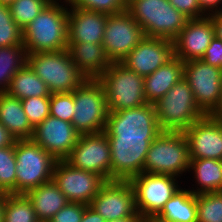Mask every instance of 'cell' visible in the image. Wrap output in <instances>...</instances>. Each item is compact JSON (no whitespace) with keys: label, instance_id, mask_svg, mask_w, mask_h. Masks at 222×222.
<instances>
[{"label":"cell","instance_id":"1","mask_svg":"<svg viewBox=\"0 0 222 222\" xmlns=\"http://www.w3.org/2000/svg\"><path fill=\"white\" fill-rule=\"evenodd\" d=\"M23 45L27 54L56 52L67 49L68 6L63 0H52L22 30Z\"/></svg>","mask_w":222,"mask_h":222},{"label":"cell","instance_id":"2","mask_svg":"<svg viewBox=\"0 0 222 222\" xmlns=\"http://www.w3.org/2000/svg\"><path fill=\"white\" fill-rule=\"evenodd\" d=\"M127 11L143 28L146 37L173 41L189 20L168 0H130Z\"/></svg>","mask_w":222,"mask_h":222},{"label":"cell","instance_id":"3","mask_svg":"<svg viewBox=\"0 0 222 222\" xmlns=\"http://www.w3.org/2000/svg\"><path fill=\"white\" fill-rule=\"evenodd\" d=\"M158 125L162 131L184 132L206 114L197 105L184 77L154 103Z\"/></svg>","mask_w":222,"mask_h":222},{"label":"cell","instance_id":"4","mask_svg":"<svg viewBox=\"0 0 222 222\" xmlns=\"http://www.w3.org/2000/svg\"><path fill=\"white\" fill-rule=\"evenodd\" d=\"M188 141L183 132L162 131L151 143L143 172L181 176L189 170Z\"/></svg>","mask_w":222,"mask_h":222},{"label":"cell","instance_id":"5","mask_svg":"<svg viewBox=\"0 0 222 222\" xmlns=\"http://www.w3.org/2000/svg\"><path fill=\"white\" fill-rule=\"evenodd\" d=\"M72 124L80 134L104 132L109 115L107 98L98 79H85L75 90Z\"/></svg>","mask_w":222,"mask_h":222},{"label":"cell","instance_id":"6","mask_svg":"<svg viewBox=\"0 0 222 222\" xmlns=\"http://www.w3.org/2000/svg\"><path fill=\"white\" fill-rule=\"evenodd\" d=\"M27 64L46 83L50 94L72 92L86 79L67 50L27 54Z\"/></svg>","mask_w":222,"mask_h":222},{"label":"cell","instance_id":"7","mask_svg":"<svg viewBox=\"0 0 222 222\" xmlns=\"http://www.w3.org/2000/svg\"><path fill=\"white\" fill-rule=\"evenodd\" d=\"M16 194L52 180L57 160L32 139L15 140Z\"/></svg>","mask_w":222,"mask_h":222},{"label":"cell","instance_id":"8","mask_svg":"<svg viewBox=\"0 0 222 222\" xmlns=\"http://www.w3.org/2000/svg\"><path fill=\"white\" fill-rule=\"evenodd\" d=\"M98 80L104 87L109 111L138 108L148 103L144 77L121 62H112Z\"/></svg>","mask_w":222,"mask_h":222},{"label":"cell","instance_id":"9","mask_svg":"<svg viewBox=\"0 0 222 222\" xmlns=\"http://www.w3.org/2000/svg\"><path fill=\"white\" fill-rule=\"evenodd\" d=\"M178 180L171 175L145 172L131 178L129 182L134 189L137 212L143 218L156 217L165 203L182 187L183 180Z\"/></svg>","mask_w":222,"mask_h":222},{"label":"cell","instance_id":"10","mask_svg":"<svg viewBox=\"0 0 222 222\" xmlns=\"http://www.w3.org/2000/svg\"><path fill=\"white\" fill-rule=\"evenodd\" d=\"M104 132L107 137L156 138L162 130L154 104L147 103L138 108L109 111Z\"/></svg>","mask_w":222,"mask_h":222},{"label":"cell","instance_id":"11","mask_svg":"<svg viewBox=\"0 0 222 222\" xmlns=\"http://www.w3.org/2000/svg\"><path fill=\"white\" fill-rule=\"evenodd\" d=\"M52 181L67 197L69 202L85 205H90L92 199L108 182L101 175L74 168L65 160L56 162Z\"/></svg>","mask_w":222,"mask_h":222},{"label":"cell","instance_id":"12","mask_svg":"<svg viewBox=\"0 0 222 222\" xmlns=\"http://www.w3.org/2000/svg\"><path fill=\"white\" fill-rule=\"evenodd\" d=\"M184 79L190 85L200 109L207 115L217 107L222 92V69L201 59L184 62Z\"/></svg>","mask_w":222,"mask_h":222},{"label":"cell","instance_id":"13","mask_svg":"<svg viewBox=\"0 0 222 222\" xmlns=\"http://www.w3.org/2000/svg\"><path fill=\"white\" fill-rule=\"evenodd\" d=\"M145 37L143 28L126 10L108 15L102 46L112 62H121Z\"/></svg>","mask_w":222,"mask_h":222},{"label":"cell","instance_id":"14","mask_svg":"<svg viewBox=\"0 0 222 222\" xmlns=\"http://www.w3.org/2000/svg\"><path fill=\"white\" fill-rule=\"evenodd\" d=\"M154 139L108 137L111 152V181H129L143 173L146 154Z\"/></svg>","mask_w":222,"mask_h":222},{"label":"cell","instance_id":"15","mask_svg":"<svg viewBox=\"0 0 222 222\" xmlns=\"http://www.w3.org/2000/svg\"><path fill=\"white\" fill-rule=\"evenodd\" d=\"M105 132L79 135L77 143L65 159L72 167L91 171L111 181V154Z\"/></svg>","mask_w":222,"mask_h":222},{"label":"cell","instance_id":"16","mask_svg":"<svg viewBox=\"0 0 222 222\" xmlns=\"http://www.w3.org/2000/svg\"><path fill=\"white\" fill-rule=\"evenodd\" d=\"M89 206L106 221L142 217L136 210L134 189L129 181H108Z\"/></svg>","mask_w":222,"mask_h":222},{"label":"cell","instance_id":"17","mask_svg":"<svg viewBox=\"0 0 222 222\" xmlns=\"http://www.w3.org/2000/svg\"><path fill=\"white\" fill-rule=\"evenodd\" d=\"M79 135L71 122L49 115L34 128L31 139L58 161L69 156Z\"/></svg>","mask_w":222,"mask_h":222},{"label":"cell","instance_id":"18","mask_svg":"<svg viewBox=\"0 0 222 222\" xmlns=\"http://www.w3.org/2000/svg\"><path fill=\"white\" fill-rule=\"evenodd\" d=\"M188 141L189 158L222 160V121L210 114L198 119L183 132Z\"/></svg>","mask_w":222,"mask_h":222},{"label":"cell","instance_id":"19","mask_svg":"<svg viewBox=\"0 0 222 222\" xmlns=\"http://www.w3.org/2000/svg\"><path fill=\"white\" fill-rule=\"evenodd\" d=\"M175 57L174 43L164 38L145 37L122 61L140 76H148Z\"/></svg>","mask_w":222,"mask_h":222},{"label":"cell","instance_id":"20","mask_svg":"<svg viewBox=\"0 0 222 222\" xmlns=\"http://www.w3.org/2000/svg\"><path fill=\"white\" fill-rule=\"evenodd\" d=\"M214 37V26L208 16L189 19L173 40L175 56L183 63L201 59Z\"/></svg>","mask_w":222,"mask_h":222},{"label":"cell","instance_id":"21","mask_svg":"<svg viewBox=\"0 0 222 222\" xmlns=\"http://www.w3.org/2000/svg\"><path fill=\"white\" fill-rule=\"evenodd\" d=\"M107 18L100 12L68 7V43L102 44Z\"/></svg>","mask_w":222,"mask_h":222},{"label":"cell","instance_id":"22","mask_svg":"<svg viewBox=\"0 0 222 222\" xmlns=\"http://www.w3.org/2000/svg\"><path fill=\"white\" fill-rule=\"evenodd\" d=\"M66 50L87 79H98L112 64L102 44L68 43Z\"/></svg>","mask_w":222,"mask_h":222},{"label":"cell","instance_id":"23","mask_svg":"<svg viewBox=\"0 0 222 222\" xmlns=\"http://www.w3.org/2000/svg\"><path fill=\"white\" fill-rule=\"evenodd\" d=\"M184 76V63L176 56L155 72L144 77V95L148 103L154 104Z\"/></svg>","mask_w":222,"mask_h":222},{"label":"cell","instance_id":"24","mask_svg":"<svg viewBox=\"0 0 222 222\" xmlns=\"http://www.w3.org/2000/svg\"><path fill=\"white\" fill-rule=\"evenodd\" d=\"M0 123L14 140L31 139L34 128L31 126L20 99L0 92Z\"/></svg>","mask_w":222,"mask_h":222},{"label":"cell","instance_id":"25","mask_svg":"<svg viewBox=\"0 0 222 222\" xmlns=\"http://www.w3.org/2000/svg\"><path fill=\"white\" fill-rule=\"evenodd\" d=\"M31 201L36 217L40 222L50 219L69 203L67 197L51 180L26 193Z\"/></svg>","mask_w":222,"mask_h":222},{"label":"cell","instance_id":"26","mask_svg":"<svg viewBox=\"0 0 222 222\" xmlns=\"http://www.w3.org/2000/svg\"><path fill=\"white\" fill-rule=\"evenodd\" d=\"M190 172L193 175L192 181L195 180V185L191 186L195 187H188V189L193 194L222 191V160L190 159L188 173Z\"/></svg>","mask_w":222,"mask_h":222},{"label":"cell","instance_id":"27","mask_svg":"<svg viewBox=\"0 0 222 222\" xmlns=\"http://www.w3.org/2000/svg\"><path fill=\"white\" fill-rule=\"evenodd\" d=\"M162 222H197L196 195L181 187L156 216Z\"/></svg>","mask_w":222,"mask_h":222},{"label":"cell","instance_id":"28","mask_svg":"<svg viewBox=\"0 0 222 222\" xmlns=\"http://www.w3.org/2000/svg\"><path fill=\"white\" fill-rule=\"evenodd\" d=\"M6 92L20 100L29 97H50L46 83L25 64L13 76Z\"/></svg>","mask_w":222,"mask_h":222},{"label":"cell","instance_id":"29","mask_svg":"<svg viewBox=\"0 0 222 222\" xmlns=\"http://www.w3.org/2000/svg\"><path fill=\"white\" fill-rule=\"evenodd\" d=\"M25 64L27 53L24 46L0 47V92H6L13 76Z\"/></svg>","mask_w":222,"mask_h":222},{"label":"cell","instance_id":"30","mask_svg":"<svg viewBox=\"0 0 222 222\" xmlns=\"http://www.w3.org/2000/svg\"><path fill=\"white\" fill-rule=\"evenodd\" d=\"M3 222H40L26 194L6 193Z\"/></svg>","mask_w":222,"mask_h":222},{"label":"cell","instance_id":"31","mask_svg":"<svg viewBox=\"0 0 222 222\" xmlns=\"http://www.w3.org/2000/svg\"><path fill=\"white\" fill-rule=\"evenodd\" d=\"M197 222H222V191L196 195Z\"/></svg>","mask_w":222,"mask_h":222},{"label":"cell","instance_id":"32","mask_svg":"<svg viewBox=\"0 0 222 222\" xmlns=\"http://www.w3.org/2000/svg\"><path fill=\"white\" fill-rule=\"evenodd\" d=\"M0 193L16 194L15 142L0 148Z\"/></svg>","mask_w":222,"mask_h":222},{"label":"cell","instance_id":"33","mask_svg":"<svg viewBox=\"0 0 222 222\" xmlns=\"http://www.w3.org/2000/svg\"><path fill=\"white\" fill-rule=\"evenodd\" d=\"M52 0H15L9 5L11 16L23 30Z\"/></svg>","mask_w":222,"mask_h":222},{"label":"cell","instance_id":"34","mask_svg":"<svg viewBox=\"0 0 222 222\" xmlns=\"http://www.w3.org/2000/svg\"><path fill=\"white\" fill-rule=\"evenodd\" d=\"M24 46L22 29L11 16L9 6L0 3V47Z\"/></svg>","mask_w":222,"mask_h":222},{"label":"cell","instance_id":"35","mask_svg":"<svg viewBox=\"0 0 222 222\" xmlns=\"http://www.w3.org/2000/svg\"><path fill=\"white\" fill-rule=\"evenodd\" d=\"M68 7L111 15L127 10L126 0H63Z\"/></svg>","mask_w":222,"mask_h":222},{"label":"cell","instance_id":"36","mask_svg":"<svg viewBox=\"0 0 222 222\" xmlns=\"http://www.w3.org/2000/svg\"><path fill=\"white\" fill-rule=\"evenodd\" d=\"M21 102L33 128L50 115V97H29Z\"/></svg>","mask_w":222,"mask_h":222},{"label":"cell","instance_id":"37","mask_svg":"<svg viewBox=\"0 0 222 222\" xmlns=\"http://www.w3.org/2000/svg\"><path fill=\"white\" fill-rule=\"evenodd\" d=\"M50 115L72 123L74 96L72 92L50 94Z\"/></svg>","mask_w":222,"mask_h":222},{"label":"cell","instance_id":"38","mask_svg":"<svg viewBox=\"0 0 222 222\" xmlns=\"http://www.w3.org/2000/svg\"><path fill=\"white\" fill-rule=\"evenodd\" d=\"M87 206L82 203L69 202L49 222H81Z\"/></svg>","mask_w":222,"mask_h":222},{"label":"cell","instance_id":"39","mask_svg":"<svg viewBox=\"0 0 222 222\" xmlns=\"http://www.w3.org/2000/svg\"><path fill=\"white\" fill-rule=\"evenodd\" d=\"M179 12L183 13L189 19H198L206 17L202 12L198 0H168Z\"/></svg>","mask_w":222,"mask_h":222},{"label":"cell","instance_id":"40","mask_svg":"<svg viewBox=\"0 0 222 222\" xmlns=\"http://www.w3.org/2000/svg\"><path fill=\"white\" fill-rule=\"evenodd\" d=\"M201 60L208 65L222 69V40L215 36Z\"/></svg>","mask_w":222,"mask_h":222},{"label":"cell","instance_id":"41","mask_svg":"<svg viewBox=\"0 0 222 222\" xmlns=\"http://www.w3.org/2000/svg\"><path fill=\"white\" fill-rule=\"evenodd\" d=\"M198 2L206 16L222 12V0H198Z\"/></svg>","mask_w":222,"mask_h":222},{"label":"cell","instance_id":"42","mask_svg":"<svg viewBox=\"0 0 222 222\" xmlns=\"http://www.w3.org/2000/svg\"><path fill=\"white\" fill-rule=\"evenodd\" d=\"M81 222H106V220L88 205Z\"/></svg>","mask_w":222,"mask_h":222},{"label":"cell","instance_id":"43","mask_svg":"<svg viewBox=\"0 0 222 222\" xmlns=\"http://www.w3.org/2000/svg\"><path fill=\"white\" fill-rule=\"evenodd\" d=\"M208 17L212 20L215 36L222 40V12L209 15Z\"/></svg>","mask_w":222,"mask_h":222},{"label":"cell","instance_id":"44","mask_svg":"<svg viewBox=\"0 0 222 222\" xmlns=\"http://www.w3.org/2000/svg\"><path fill=\"white\" fill-rule=\"evenodd\" d=\"M14 138L9 134L8 130L0 123V148L13 145Z\"/></svg>","mask_w":222,"mask_h":222},{"label":"cell","instance_id":"45","mask_svg":"<svg viewBox=\"0 0 222 222\" xmlns=\"http://www.w3.org/2000/svg\"><path fill=\"white\" fill-rule=\"evenodd\" d=\"M210 115L222 121V92H221V98L217 107Z\"/></svg>","mask_w":222,"mask_h":222},{"label":"cell","instance_id":"46","mask_svg":"<svg viewBox=\"0 0 222 222\" xmlns=\"http://www.w3.org/2000/svg\"><path fill=\"white\" fill-rule=\"evenodd\" d=\"M143 217H125L122 219H115L112 221H106V222H143Z\"/></svg>","mask_w":222,"mask_h":222},{"label":"cell","instance_id":"47","mask_svg":"<svg viewBox=\"0 0 222 222\" xmlns=\"http://www.w3.org/2000/svg\"><path fill=\"white\" fill-rule=\"evenodd\" d=\"M4 196L5 193H0V222H3V214H4Z\"/></svg>","mask_w":222,"mask_h":222},{"label":"cell","instance_id":"48","mask_svg":"<svg viewBox=\"0 0 222 222\" xmlns=\"http://www.w3.org/2000/svg\"><path fill=\"white\" fill-rule=\"evenodd\" d=\"M143 222H162V221L157 219L156 217H148V218H144Z\"/></svg>","mask_w":222,"mask_h":222},{"label":"cell","instance_id":"49","mask_svg":"<svg viewBox=\"0 0 222 222\" xmlns=\"http://www.w3.org/2000/svg\"><path fill=\"white\" fill-rule=\"evenodd\" d=\"M15 0H0V3L2 4H6V5H10L12 2H14Z\"/></svg>","mask_w":222,"mask_h":222}]
</instances>
